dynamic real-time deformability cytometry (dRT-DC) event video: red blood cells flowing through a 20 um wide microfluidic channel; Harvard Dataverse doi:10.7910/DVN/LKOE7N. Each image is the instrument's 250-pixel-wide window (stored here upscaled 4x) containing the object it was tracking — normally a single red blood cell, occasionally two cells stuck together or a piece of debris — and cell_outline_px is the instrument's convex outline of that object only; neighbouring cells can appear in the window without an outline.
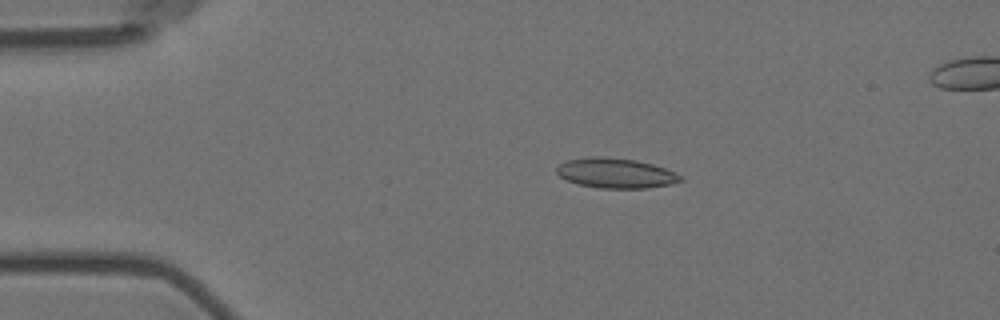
{"species": "Egyptian fruit bat (a non-hibernating species)", "species_latin": "Rousettus aegyptiacus", "temperature_condition": "room temperature", "stored_images_in_passage": 16, "segment_of_instrument_passage": [1, 2], "camera_frame_rate_fps": 3000, "um_per_image_px": 0.085, "animal": {"sex": "female"}, "frame": {"image": 1, "passage_image": 3, "time_ms": 3.333, "image_size_px": [1000, 320], "cell_outline_px": [[684, 180], [668, 184], [648, 188], [600, 188], [580, 184], [568, 180], [560, 176], [556, 172], [556, 168], [560, 164], [568, 160], [588, 156], [604, 156], [636, 160], [652, 164], [676, 172], [684, 176]], "centroid_in_image_um": [52.36, 14.7], "position_along_channel_um": 32.6, "area_um2": 21.62}}
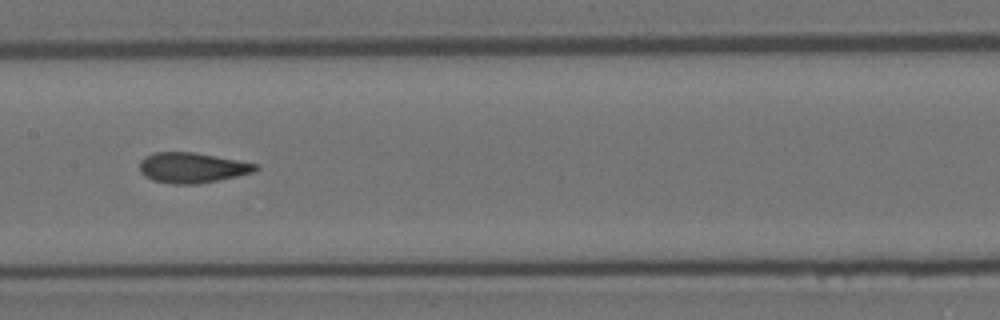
{"frame": {"image": 2, "passage_image": 8, "time_ms": 9.0, "image_size_px": [1000, 320], "cell_outline_px": [[260, 168], [256, 172], [196, 184], [172, 184], [152, 180], [144, 176], [140, 172], [140, 160], [144, 156], [152, 152], [192, 152], [260, 164]], "centroid_in_image_um": [16.32, 14.25], "position_along_channel_um": 191.1, "area_um2": 20.58}}
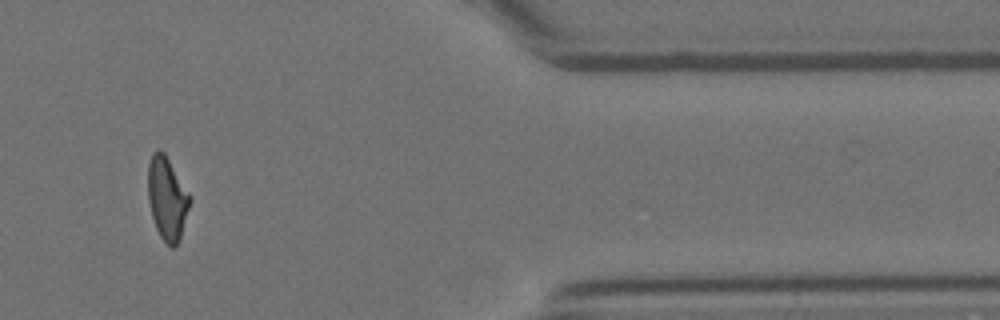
{"frame": {"image": 3, "passage_image": 13, "time_ms": 15.667, "image_size_px": [1000, 320], "cell_outline_px": [[192, 200], [180, 236], [176, 244], [172, 248], [160, 236], [156, 228], [152, 216], [148, 200], [148, 164], [152, 152], [156, 148], [160, 148], [164, 152], [192, 196]], "centroid_in_image_um": [14.21, 16.8], "position_along_channel_um": 397.2, "area_um2": 20.35}}